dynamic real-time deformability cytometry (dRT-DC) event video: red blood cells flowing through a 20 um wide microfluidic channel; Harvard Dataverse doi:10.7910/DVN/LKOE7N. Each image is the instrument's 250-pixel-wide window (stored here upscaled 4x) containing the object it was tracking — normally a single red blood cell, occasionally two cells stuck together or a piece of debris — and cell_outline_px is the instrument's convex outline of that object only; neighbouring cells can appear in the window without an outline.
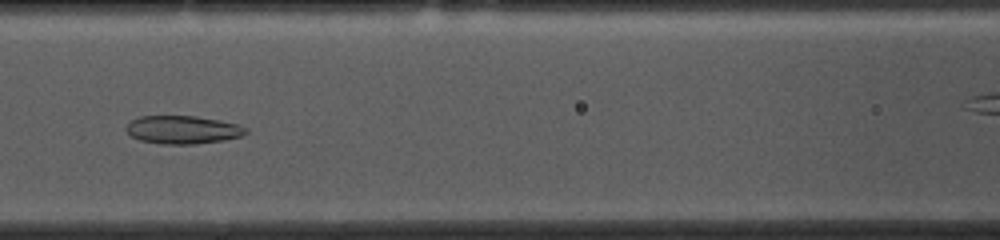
{"species": "common noctule bat (a hibernating species)", "species_latin": "Nyctalus noctula", "temperature_condition": "cold", "stored_images_in_passage": 53, "camera_frame_rate_fps": 3000, "um_per_image_px": 0.085, "animal": {"sex": "female", "body_mass_g": 10.0, "forearm_length_mm": 53.1}, "frame": {"image": 1, "passage_image": 21, "time_ms": 6.667, "image_size_px": [1000, 240], "cell_outline_px": [[248, 132], [240, 136], [224, 140], [196, 144], [160, 144], [140, 140], [132, 136], [124, 128], [132, 120], [140, 116], [196, 116], [220, 120], [236, 124], [248, 128]], "centroid_in_image_um": [15.54, 11.03], "position_along_channel_um": 151.1, "area_um2": 19.59}}
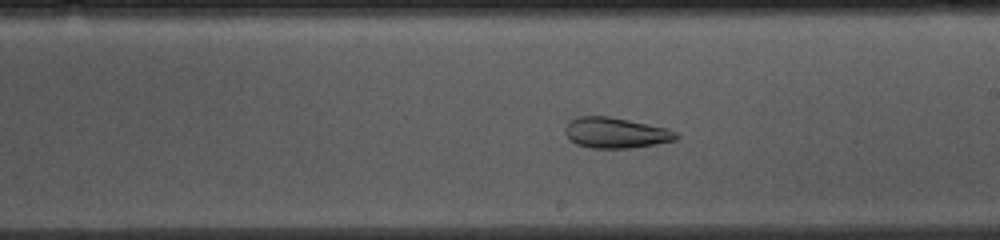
{"frame": {"image": 2, "passage_image": 28, "time_ms": 9.0, "image_size_px": [1000, 240], "cell_outline_px": [[680, 136], [676, 140], [656, 144], [628, 148], [592, 148], [576, 144], [568, 140], [564, 132], [564, 128], [568, 120], [576, 116], [608, 116], [668, 128], [676, 132]], "centroid_in_image_um": [52.29, 11.28], "position_along_channel_um": 236.7, "area_um2": 20.06}}
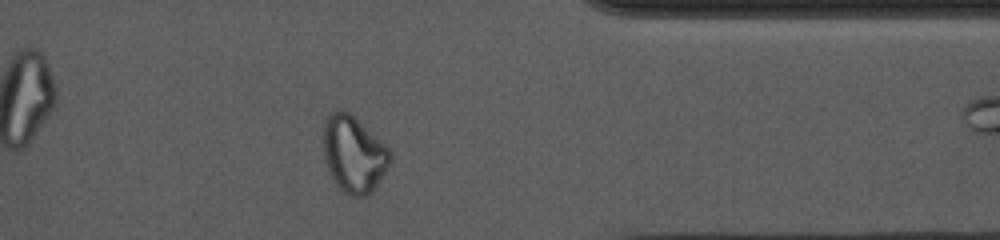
{"frame": {"image": 3, "passage_image": 41, "time_ms": 13.333, "image_size_px": [1000, 240], "cell_outline_px": [[392, 160], [372, 192], [364, 196], [352, 196], [344, 192], [336, 184], [324, 160], [324, 120], [332, 112], [340, 108], [348, 112], [384, 144], [392, 152]], "centroid_in_image_um": [30.07, 13.11], "position_along_channel_um": 381.3, "area_um2": 29.36}, "authors_computed_cell_mechanics": {"area_um2": 25.721, "velocity_mm_per_s": 3.6808, "shape_relaxation_time_tau1_ms": null, "shape_relaxation_time_tau2_ms": 2.739, "deformation_change_tau1": null, "deformation_change_tau2": 0.0894}}